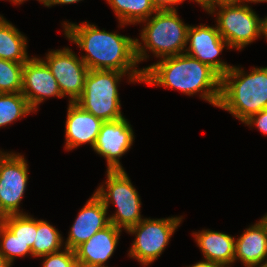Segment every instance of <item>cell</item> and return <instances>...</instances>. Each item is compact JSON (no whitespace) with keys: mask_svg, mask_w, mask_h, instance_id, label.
Returning <instances> with one entry per match:
<instances>
[{"mask_svg":"<svg viewBox=\"0 0 267 267\" xmlns=\"http://www.w3.org/2000/svg\"><path fill=\"white\" fill-rule=\"evenodd\" d=\"M65 126L66 149L89 143L94 147L103 121L88 113L76 102H69Z\"/></svg>","mask_w":267,"mask_h":267,"instance_id":"9a60e30c","label":"cell"},{"mask_svg":"<svg viewBox=\"0 0 267 267\" xmlns=\"http://www.w3.org/2000/svg\"><path fill=\"white\" fill-rule=\"evenodd\" d=\"M243 123L250 126L256 125L259 131L263 134H267V108L259 113L253 114Z\"/></svg>","mask_w":267,"mask_h":267,"instance_id":"4316f807","label":"cell"},{"mask_svg":"<svg viewBox=\"0 0 267 267\" xmlns=\"http://www.w3.org/2000/svg\"><path fill=\"white\" fill-rule=\"evenodd\" d=\"M267 223V215L262 218Z\"/></svg>","mask_w":267,"mask_h":267,"instance_id":"ab89813d","label":"cell"},{"mask_svg":"<svg viewBox=\"0 0 267 267\" xmlns=\"http://www.w3.org/2000/svg\"><path fill=\"white\" fill-rule=\"evenodd\" d=\"M218 107L229 111L244 122L253 114L267 108V67L253 68L245 74L238 67L221 77Z\"/></svg>","mask_w":267,"mask_h":267,"instance_id":"3957f363","label":"cell"},{"mask_svg":"<svg viewBox=\"0 0 267 267\" xmlns=\"http://www.w3.org/2000/svg\"><path fill=\"white\" fill-rule=\"evenodd\" d=\"M220 1H245L247 2V0H212V4L215 2H220Z\"/></svg>","mask_w":267,"mask_h":267,"instance_id":"d590c367","label":"cell"},{"mask_svg":"<svg viewBox=\"0 0 267 267\" xmlns=\"http://www.w3.org/2000/svg\"><path fill=\"white\" fill-rule=\"evenodd\" d=\"M263 35L267 38V17L262 19Z\"/></svg>","mask_w":267,"mask_h":267,"instance_id":"d6a6232c","label":"cell"},{"mask_svg":"<svg viewBox=\"0 0 267 267\" xmlns=\"http://www.w3.org/2000/svg\"><path fill=\"white\" fill-rule=\"evenodd\" d=\"M64 27L66 37L87 52L81 59L89 70H117L130 74L131 82H143L144 71L134 68L138 64L136 39L99 30L85 22L81 25L64 22Z\"/></svg>","mask_w":267,"mask_h":267,"instance_id":"6da1fadb","label":"cell"},{"mask_svg":"<svg viewBox=\"0 0 267 267\" xmlns=\"http://www.w3.org/2000/svg\"><path fill=\"white\" fill-rule=\"evenodd\" d=\"M32 111L22 93H0V127L10 124Z\"/></svg>","mask_w":267,"mask_h":267,"instance_id":"7402d4cb","label":"cell"},{"mask_svg":"<svg viewBox=\"0 0 267 267\" xmlns=\"http://www.w3.org/2000/svg\"><path fill=\"white\" fill-rule=\"evenodd\" d=\"M75 267H93V266H86V265H83V264L77 263V265H76Z\"/></svg>","mask_w":267,"mask_h":267,"instance_id":"f35d334b","label":"cell"},{"mask_svg":"<svg viewBox=\"0 0 267 267\" xmlns=\"http://www.w3.org/2000/svg\"><path fill=\"white\" fill-rule=\"evenodd\" d=\"M244 3L220 1L213 3L207 10L212 14L217 6L220 7L216 27L229 48L240 50L263 34L262 19Z\"/></svg>","mask_w":267,"mask_h":267,"instance_id":"8992f818","label":"cell"},{"mask_svg":"<svg viewBox=\"0 0 267 267\" xmlns=\"http://www.w3.org/2000/svg\"><path fill=\"white\" fill-rule=\"evenodd\" d=\"M194 234L197 245L202 250L205 259L218 263L223 267H230L228 265L234 263V237L212 230H202Z\"/></svg>","mask_w":267,"mask_h":267,"instance_id":"ac0fdd59","label":"cell"},{"mask_svg":"<svg viewBox=\"0 0 267 267\" xmlns=\"http://www.w3.org/2000/svg\"><path fill=\"white\" fill-rule=\"evenodd\" d=\"M58 82L62 96L76 102L82 95L89 72L86 64L69 48L50 51L43 60Z\"/></svg>","mask_w":267,"mask_h":267,"instance_id":"30bf717a","label":"cell"},{"mask_svg":"<svg viewBox=\"0 0 267 267\" xmlns=\"http://www.w3.org/2000/svg\"><path fill=\"white\" fill-rule=\"evenodd\" d=\"M148 85L175 88L187 95L201 92L200 97L218 107L221 76L209 65L185 53L162 58L142 69Z\"/></svg>","mask_w":267,"mask_h":267,"instance_id":"7a4b0ae2","label":"cell"},{"mask_svg":"<svg viewBox=\"0 0 267 267\" xmlns=\"http://www.w3.org/2000/svg\"><path fill=\"white\" fill-rule=\"evenodd\" d=\"M10 1H13V3L15 4H21L25 0H10Z\"/></svg>","mask_w":267,"mask_h":267,"instance_id":"74e56055","label":"cell"},{"mask_svg":"<svg viewBox=\"0 0 267 267\" xmlns=\"http://www.w3.org/2000/svg\"><path fill=\"white\" fill-rule=\"evenodd\" d=\"M61 234L47 221L37 220V231L32 249L33 257L59 252L62 247Z\"/></svg>","mask_w":267,"mask_h":267,"instance_id":"44dd1931","label":"cell"},{"mask_svg":"<svg viewBox=\"0 0 267 267\" xmlns=\"http://www.w3.org/2000/svg\"><path fill=\"white\" fill-rule=\"evenodd\" d=\"M27 38L11 23L0 16V59L25 63L27 55Z\"/></svg>","mask_w":267,"mask_h":267,"instance_id":"d6986e66","label":"cell"},{"mask_svg":"<svg viewBox=\"0 0 267 267\" xmlns=\"http://www.w3.org/2000/svg\"><path fill=\"white\" fill-rule=\"evenodd\" d=\"M24 63L0 59V93H21Z\"/></svg>","mask_w":267,"mask_h":267,"instance_id":"cb8c5ba5","label":"cell"},{"mask_svg":"<svg viewBox=\"0 0 267 267\" xmlns=\"http://www.w3.org/2000/svg\"><path fill=\"white\" fill-rule=\"evenodd\" d=\"M41 257L45 258L43 267H75L77 265L75 251L65 247L63 251Z\"/></svg>","mask_w":267,"mask_h":267,"instance_id":"484cf974","label":"cell"},{"mask_svg":"<svg viewBox=\"0 0 267 267\" xmlns=\"http://www.w3.org/2000/svg\"><path fill=\"white\" fill-rule=\"evenodd\" d=\"M184 0H181L183 2ZM195 2L199 3L201 7H203L206 11L212 5V0H194Z\"/></svg>","mask_w":267,"mask_h":267,"instance_id":"f546056e","label":"cell"},{"mask_svg":"<svg viewBox=\"0 0 267 267\" xmlns=\"http://www.w3.org/2000/svg\"><path fill=\"white\" fill-rule=\"evenodd\" d=\"M0 254L12 265L15 257L32 256L29 245L22 243L5 225L0 229Z\"/></svg>","mask_w":267,"mask_h":267,"instance_id":"d4e9b609","label":"cell"},{"mask_svg":"<svg viewBox=\"0 0 267 267\" xmlns=\"http://www.w3.org/2000/svg\"><path fill=\"white\" fill-rule=\"evenodd\" d=\"M40 2H42L45 6H49L54 0H38Z\"/></svg>","mask_w":267,"mask_h":267,"instance_id":"e575fe53","label":"cell"},{"mask_svg":"<svg viewBox=\"0 0 267 267\" xmlns=\"http://www.w3.org/2000/svg\"><path fill=\"white\" fill-rule=\"evenodd\" d=\"M237 258L246 267H261L264 260L267 262V223L262 218L235 240L234 261Z\"/></svg>","mask_w":267,"mask_h":267,"instance_id":"e0dca14e","label":"cell"},{"mask_svg":"<svg viewBox=\"0 0 267 267\" xmlns=\"http://www.w3.org/2000/svg\"><path fill=\"white\" fill-rule=\"evenodd\" d=\"M5 215L0 211V229L4 226Z\"/></svg>","mask_w":267,"mask_h":267,"instance_id":"836d02e7","label":"cell"},{"mask_svg":"<svg viewBox=\"0 0 267 267\" xmlns=\"http://www.w3.org/2000/svg\"><path fill=\"white\" fill-rule=\"evenodd\" d=\"M247 2L258 3V2H267V0H247Z\"/></svg>","mask_w":267,"mask_h":267,"instance_id":"8d00e7d4","label":"cell"},{"mask_svg":"<svg viewBox=\"0 0 267 267\" xmlns=\"http://www.w3.org/2000/svg\"><path fill=\"white\" fill-rule=\"evenodd\" d=\"M205 261L198 262L192 266L189 267H223L222 265L209 261L207 259H204Z\"/></svg>","mask_w":267,"mask_h":267,"instance_id":"f1b7e54d","label":"cell"},{"mask_svg":"<svg viewBox=\"0 0 267 267\" xmlns=\"http://www.w3.org/2000/svg\"><path fill=\"white\" fill-rule=\"evenodd\" d=\"M189 48L185 54L198 59L200 62L209 65L221 77L226 74L232 66L220 59H216L222 52L224 46L229 48L228 43L221 37L217 27L208 25L190 26L187 31V43Z\"/></svg>","mask_w":267,"mask_h":267,"instance_id":"8fae6325","label":"cell"},{"mask_svg":"<svg viewBox=\"0 0 267 267\" xmlns=\"http://www.w3.org/2000/svg\"><path fill=\"white\" fill-rule=\"evenodd\" d=\"M107 208L102 200L94 193L81 209L73 223L65 248L75 250L82 243L90 239L97 231L104 229L110 224Z\"/></svg>","mask_w":267,"mask_h":267,"instance_id":"5bb4252c","label":"cell"},{"mask_svg":"<svg viewBox=\"0 0 267 267\" xmlns=\"http://www.w3.org/2000/svg\"><path fill=\"white\" fill-rule=\"evenodd\" d=\"M106 188L99 186L95 194L108 209L111 203L116 205L117 211L109 217L111 224L127 230L137 225L143 219L140 215L141 201L136 188L133 187L125 170H107ZM107 190V191H106Z\"/></svg>","mask_w":267,"mask_h":267,"instance_id":"52a82bcc","label":"cell"},{"mask_svg":"<svg viewBox=\"0 0 267 267\" xmlns=\"http://www.w3.org/2000/svg\"><path fill=\"white\" fill-rule=\"evenodd\" d=\"M181 217L163 219H143L126 231L136 234L129 256L136 258L143 265L154 262L163 252L166 245L181 222Z\"/></svg>","mask_w":267,"mask_h":267,"instance_id":"ba28073f","label":"cell"},{"mask_svg":"<svg viewBox=\"0 0 267 267\" xmlns=\"http://www.w3.org/2000/svg\"><path fill=\"white\" fill-rule=\"evenodd\" d=\"M24 156L0 151V211L5 215L22 214L19 204L28 180Z\"/></svg>","mask_w":267,"mask_h":267,"instance_id":"9c48e42d","label":"cell"},{"mask_svg":"<svg viewBox=\"0 0 267 267\" xmlns=\"http://www.w3.org/2000/svg\"><path fill=\"white\" fill-rule=\"evenodd\" d=\"M107 2L117 15L121 26L140 23L157 11L152 0H107Z\"/></svg>","mask_w":267,"mask_h":267,"instance_id":"ffe728a7","label":"cell"},{"mask_svg":"<svg viewBox=\"0 0 267 267\" xmlns=\"http://www.w3.org/2000/svg\"><path fill=\"white\" fill-rule=\"evenodd\" d=\"M152 2L157 10H174L173 5L182 3L181 0H152Z\"/></svg>","mask_w":267,"mask_h":267,"instance_id":"83f0119b","label":"cell"},{"mask_svg":"<svg viewBox=\"0 0 267 267\" xmlns=\"http://www.w3.org/2000/svg\"><path fill=\"white\" fill-rule=\"evenodd\" d=\"M261 267H267V262L263 263Z\"/></svg>","mask_w":267,"mask_h":267,"instance_id":"60d3db41","label":"cell"},{"mask_svg":"<svg viewBox=\"0 0 267 267\" xmlns=\"http://www.w3.org/2000/svg\"><path fill=\"white\" fill-rule=\"evenodd\" d=\"M81 0H54L48 7L56 4H70V3H76Z\"/></svg>","mask_w":267,"mask_h":267,"instance_id":"4dcf8cb0","label":"cell"},{"mask_svg":"<svg viewBox=\"0 0 267 267\" xmlns=\"http://www.w3.org/2000/svg\"><path fill=\"white\" fill-rule=\"evenodd\" d=\"M147 22L141 32L139 43L136 39V59L139 63L147 58L145 50L149 49L156 57H170L183 54L187 46V31L189 26L184 24L177 14V10H157L156 14Z\"/></svg>","mask_w":267,"mask_h":267,"instance_id":"277c9868","label":"cell"},{"mask_svg":"<svg viewBox=\"0 0 267 267\" xmlns=\"http://www.w3.org/2000/svg\"><path fill=\"white\" fill-rule=\"evenodd\" d=\"M123 75L126 73L117 70H89L76 103L103 122L124 118L117 89Z\"/></svg>","mask_w":267,"mask_h":267,"instance_id":"5b68a950","label":"cell"},{"mask_svg":"<svg viewBox=\"0 0 267 267\" xmlns=\"http://www.w3.org/2000/svg\"><path fill=\"white\" fill-rule=\"evenodd\" d=\"M21 93L33 111L47 97H63L58 82L46 63L36 57L24 63Z\"/></svg>","mask_w":267,"mask_h":267,"instance_id":"4fadbf2b","label":"cell"},{"mask_svg":"<svg viewBox=\"0 0 267 267\" xmlns=\"http://www.w3.org/2000/svg\"><path fill=\"white\" fill-rule=\"evenodd\" d=\"M4 225L25 245L33 247L37 220L27 214H13L5 217Z\"/></svg>","mask_w":267,"mask_h":267,"instance_id":"603a6c76","label":"cell"},{"mask_svg":"<svg viewBox=\"0 0 267 267\" xmlns=\"http://www.w3.org/2000/svg\"><path fill=\"white\" fill-rule=\"evenodd\" d=\"M133 130L127 119L102 123L93 150L107 160V170H123L119 158L134 141Z\"/></svg>","mask_w":267,"mask_h":267,"instance_id":"7c38bea8","label":"cell"},{"mask_svg":"<svg viewBox=\"0 0 267 267\" xmlns=\"http://www.w3.org/2000/svg\"><path fill=\"white\" fill-rule=\"evenodd\" d=\"M121 230L110 223L104 229L97 231L74 250L77 263L93 267H107L104 263L114 253Z\"/></svg>","mask_w":267,"mask_h":267,"instance_id":"2e32d148","label":"cell"},{"mask_svg":"<svg viewBox=\"0 0 267 267\" xmlns=\"http://www.w3.org/2000/svg\"><path fill=\"white\" fill-rule=\"evenodd\" d=\"M0 267H11V264L0 254Z\"/></svg>","mask_w":267,"mask_h":267,"instance_id":"1f68e13d","label":"cell"}]
</instances>
